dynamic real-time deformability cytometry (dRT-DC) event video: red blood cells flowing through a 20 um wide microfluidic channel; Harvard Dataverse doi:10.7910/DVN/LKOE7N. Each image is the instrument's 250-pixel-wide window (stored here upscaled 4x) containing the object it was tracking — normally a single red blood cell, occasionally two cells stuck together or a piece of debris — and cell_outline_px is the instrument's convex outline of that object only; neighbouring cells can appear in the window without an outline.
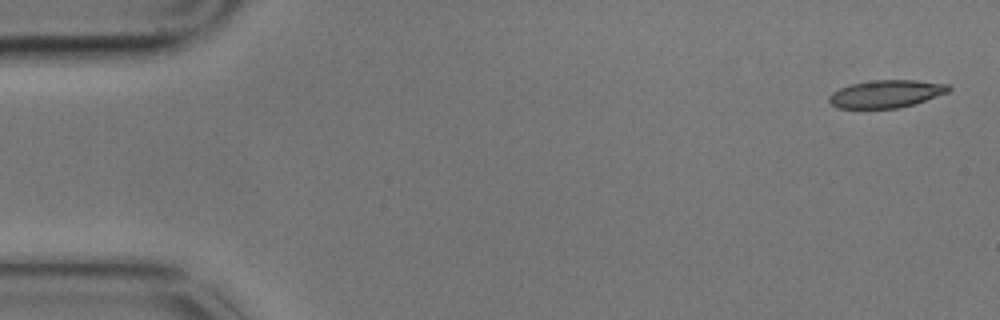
{"species": "common noctule bat (a hibernating species)", "species_latin": "Nyctalus noctula", "temperature_condition": "cold", "stored_images_in_passage": 5, "camera_frame_rate_fps": 3000, "um_per_image_px": 0.085, "animal": {"sex": "male", "body_mass_g": 17.9}, "frame": {"image": 1, "passage_image": 1, "time_ms": 0.0, "image_size_px": [1000, 320], "cell_outline_px": [[952, 88], [948, 92], [912, 104], [896, 108], [836, 108], [828, 100], [828, 96], [832, 92], [840, 88], [852, 84], [876, 80], [916, 80], [948, 84]], "centroid_in_image_um": [75.3, 7.97], "position_along_channel_um": 9.7, "area_um2": 19.02}}
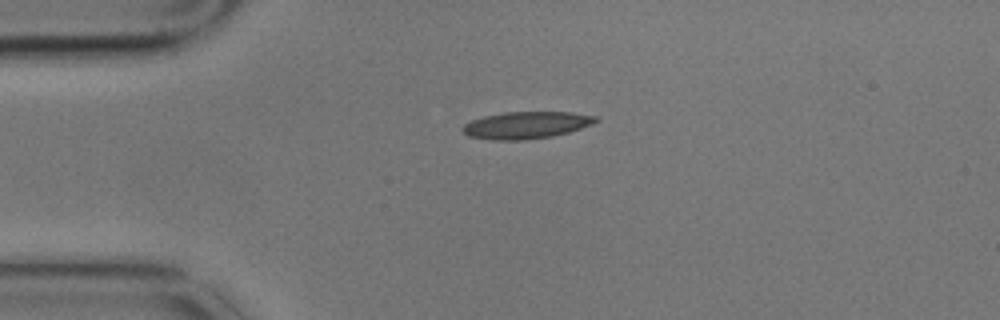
{"frame": {"image": 2, "passage_image": 4, "time_ms": 1.0, "image_size_px": [1000, 320], "cell_outline_px": [[600, 120], [592, 124], [568, 132], [552, 136], [524, 140], [496, 140], [468, 136], [460, 128], [464, 124], [472, 120], [484, 116], [504, 112], [572, 112], [600, 116]], "centroid_in_image_um": [44.76, 10.62], "position_along_channel_um": 40.2, "area_um2": 21.04}}